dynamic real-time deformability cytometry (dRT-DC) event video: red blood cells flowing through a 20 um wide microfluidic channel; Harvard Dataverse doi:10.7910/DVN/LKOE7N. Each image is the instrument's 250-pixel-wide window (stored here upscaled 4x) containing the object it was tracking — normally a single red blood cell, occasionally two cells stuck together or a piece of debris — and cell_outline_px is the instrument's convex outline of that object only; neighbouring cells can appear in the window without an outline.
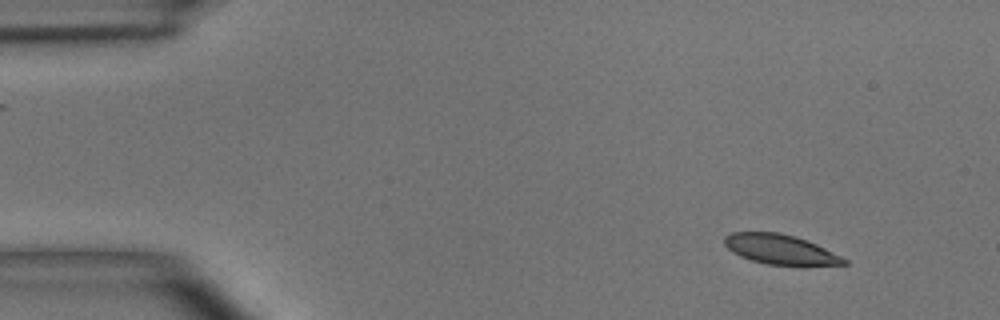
{"species": "common noctule bat (a hibernating species)", "species_latin": "Nyctalus noctula", "temperature_condition": "room temperature", "stored_images_in_passage": 7, "camera_frame_rate_fps": 3000, "um_per_image_px": 0.085, "animal": {"sex": "male", "body_mass_g": 15.6}, "frame": {"image": 1, "passage_image": 1, "time_ms": 0.0, "image_size_px": [1000, 320], "cell_outline_px": [[848, 264], [804, 268], [764, 264], [740, 256], [732, 252], [724, 244], [724, 236], [732, 232], [780, 232], [796, 236], [816, 244], [848, 260]], "centroid_in_image_um": [66.38, 21.25], "position_along_channel_um": 18.6, "area_um2": 21.56}}
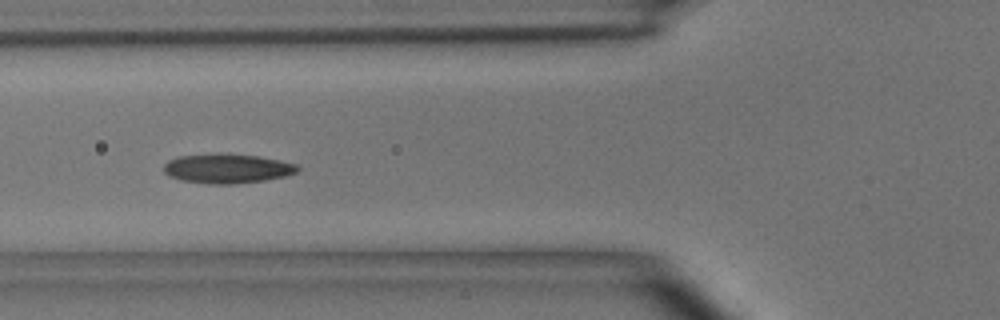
{"frame": {"image": 2, "passage_image": 5, "time_ms": 4.667, "image_size_px": [1000, 320], "cell_outline_px": [[300, 168], [296, 172], [284, 176], [264, 180], [232, 184], [208, 184], [180, 180], [168, 176], [164, 172], [164, 164], [168, 160], [176, 156], [260, 156], [280, 160], [296, 164]], "centroid_in_image_um": [19.3, 14.37], "position_along_channel_um": 106.5, "area_um2": 22.14}}